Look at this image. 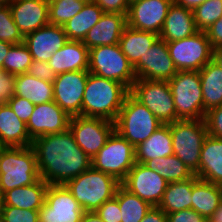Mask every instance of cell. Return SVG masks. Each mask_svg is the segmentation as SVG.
<instances>
[{
  "instance_id": "6da1fadb",
  "label": "cell",
  "mask_w": 222,
  "mask_h": 222,
  "mask_svg": "<svg viewBox=\"0 0 222 222\" xmlns=\"http://www.w3.org/2000/svg\"><path fill=\"white\" fill-rule=\"evenodd\" d=\"M31 146L40 178L49 185H65L92 167V159L78 146L70 129L37 137Z\"/></svg>"
},
{
  "instance_id": "7a4b0ae2",
  "label": "cell",
  "mask_w": 222,
  "mask_h": 222,
  "mask_svg": "<svg viewBox=\"0 0 222 222\" xmlns=\"http://www.w3.org/2000/svg\"><path fill=\"white\" fill-rule=\"evenodd\" d=\"M129 92L122 83L89 73L82 100V116L115 122Z\"/></svg>"
},
{
  "instance_id": "3957f363",
  "label": "cell",
  "mask_w": 222,
  "mask_h": 222,
  "mask_svg": "<svg viewBox=\"0 0 222 222\" xmlns=\"http://www.w3.org/2000/svg\"><path fill=\"white\" fill-rule=\"evenodd\" d=\"M40 179L32 146L0 147V191L29 186Z\"/></svg>"
},
{
  "instance_id": "277c9868",
  "label": "cell",
  "mask_w": 222,
  "mask_h": 222,
  "mask_svg": "<svg viewBox=\"0 0 222 222\" xmlns=\"http://www.w3.org/2000/svg\"><path fill=\"white\" fill-rule=\"evenodd\" d=\"M120 185L115 177L93 167L65 184L85 212H95L115 196Z\"/></svg>"
},
{
  "instance_id": "5b68a950",
  "label": "cell",
  "mask_w": 222,
  "mask_h": 222,
  "mask_svg": "<svg viewBox=\"0 0 222 222\" xmlns=\"http://www.w3.org/2000/svg\"><path fill=\"white\" fill-rule=\"evenodd\" d=\"M161 125L155 115L129 92L115 121V131L137 147Z\"/></svg>"
},
{
  "instance_id": "8992f818",
  "label": "cell",
  "mask_w": 222,
  "mask_h": 222,
  "mask_svg": "<svg viewBox=\"0 0 222 222\" xmlns=\"http://www.w3.org/2000/svg\"><path fill=\"white\" fill-rule=\"evenodd\" d=\"M169 125L174 155L196 175L199 171L201 148L208 135L204 119H179Z\"/></svg>"
},
{
  "instance_id": "52a82bcc",
  "label": "cell",
  "mask_w": 222,
  "mask_h": 222,
  "mask_svg": "<svg viewBox=\"0 0 222 222\" xmlns=\"http://www.w3.org/2000/svg\"><path fill=\"white\" fill-rule=\"evenodd\" d=\"M177 119L199 120L204 119L203 92L199 71H178L168 81Z\"/></svg>"
},
{
  "instance_id": "ba28073f",
  "label": "cell",
  "mask_w": 222,
  "mask_h": 222,
  "mask_svg": "<svg viewBox=\"0 0 222 222\" xmlns=\"http://www.w3.org/2000/svg\"><path fill=\"white\" fill-rule=\"evenodd\" d=\"M89 73L124 84L129 90L136 81L133 65L119 44L89 49Z\"/></svg>"
},
{
  "instance_id": "9c48e42d",
  "label": "cell",
  "mask_w": 222,
  "mask_h": 222,
  "mask_svg": "<svg viewBox=\"0 0 222 222\" xmlns=\"http://www.w3.org/2000/svg\"><path fill=\"white\" fill-rule=\"evenodd\" d=\"M135 147L115 130L92 159V167L122 182L135 164Z\"/></svg>"
},
{
  "instance_id": "30bf717a",
  "label": "cell",
  "mask_w": 222,
  "mask_h": 222,
  "mask_svg": "<svg viewBox=\"0 0 222 222\" xmlns=\"http://www.w3.org/2000/svg\"><path fill=\"white\" fill-rule=\"evenodd\" d=\"M130 93L146 106L161 124L178 120L168 81L136 79Z\"/></svg>"
},
{
  "instance_id": "8fae6325",
  "label": "cell",
  "mask_w": 222,
  "mask_h": 222,
  "mask_svg": "<svg viewBox=\"0 0 222 222\" xmlns=\"http://www.w3.org/2000/svg\"><path fill=\"white\" fill-rule=\"evenodd\" d=\"M170 57L178 71H200L213 58V48L205 31L167 42Z\"/></svg>"
},
{
  "instance_id": "7c38bea8",
  "label": "cell",
  "mask_w": 222,
  "mask_h": 222,
  "mask_svg": "<svg viewBox=\"0 0 222 222\" xmlns=\"http://www.w3.org/2000/svg\"><path fill=\"white\" fill-rule=\"evenodd\" d=\"M69 129L78 146L93 159L115 130V122L79 115L71 117Z\"/></svg>"
},
{
  "instance_id": "4fadbf2b",
  "label": "cell",
  "mask_w": 222,
  "mask_h": 222,
  "mask_svg": "<svg viewBox=\"0 0 222 222\" xmlns=\"http://www.w3.org/2000/svg\"><path fill=\"white\" fill-rule=\"evenodd\" d=\"M85 211L65 185H48L39 222H81Z\"/></svg>"
},
{
  "instance_id": "5bb4252c",
  "label": "cell",
  "mask_w": 222,
  "mask_h": 222,
  "mask_svg": "<svg viewBox=\"0 0 222 222\" xmlns=\"http://www.w3.org/2000/svg\"><path fill=\"white\" fill-rule=\"evenodd\" d=\"M88 70L60 73L53 82V101L70 117L82 116V100Z\"/></svg>"
},
{
  "instance_id": "9a60e30c",
  "label": "cell",
  "mask_w": 222,
  "mask_h": 222,
  "mask_svg": "<svg viewBox=\"0 0 222 222\" xmlns=\"http://www.w3.org/2000/svg\"><path fill=\"white\" fill-rule=\"evenodd\" d=\"M121 185L152 206H158L168 183L157 171L136 162Z\"/></svg>"
},
{
  "instance_id": "2e32d148",
  "label": "cell",
  "mask_w": 222,
  "mask_h": 222,
  "mask_svg": "<svg viewBox=\"0 0 222 222\" xmlns=\"http://www.w3.org/2000/svg\"><path fill=\"white\" fill-rule=\"evenodd\" d=\"M173 0H135L129 5L127 26L160 35Z\"/></svg>"
},
{
  "instance_id": "e0dca14e",
  "label": "cell",
  "mask_w": 222,
  "mask_h": 222,
  "mask_svg": "<svg viewBox=\"0 0 222 222\" xmlns=\"http://www.w3.org/2000/svg\"><path fill=\"white\" fill-rule=\"evenodd\" d=\"M133 68L137 79L146 80L169 81L178 72L170 57L167 42L160 38Z\"/></svg>"
},
{
  "instance_id": "ac0fdd59",
  "label": "cell",
  "mask_w": 222,
  "mask_h": 222,
  "mask_svg": "<svg viewBox=\"0 0 222 222\" xmlns=\"http://www.w3.org/2000/svg\"><path fill=\"white\" fill-rule=\"evenodd\" d=\"M71 117L54 101L35 105L27 122L31 140L47 134L62 133L69 129Z\"/></svg>"
},
{
  "instance_id": "d6986e66",
  "label": "cell",
  "mask_w": 222,
  "mask_h": 222,
  "mask_svg": "<svg viewBox=\"0 0 222 222\" xmlns=\"http://www.w3.org/2000/svg\"><path fill=\"white\" fill-rule=\"evenodd\" d=\"M68 41L62 26L47 24L24 36L32 59L48 62L50 58Z\"/></svg>"
},
{
  "instance_id": "ffe728a7",
  "label": "cell",
  "mask_w": 222,
  "mask_h": 222,
  "mask_svg": "<svg viewBox=\"0 0 222 222\" xmlns=\"http://www.w3.org/2000/svg\"><path fill=\"white\" fill-rule=\"evenodd\" d=\"M9 8L23 36L49 24V0H13Z\"/></svg>"
},
{
  "instance_id": "44dd1931",
  "label": "cell",
  "mask_w": 222,
  "mask_h": 222,
  "mask_svg": "<svg viewBox=\"0 0 222 222\" xmlns=\"http://www.w3.org/2000/svg\"><path fill=\"white\" fill-rule=\"evenodd\" d=\"M126 26L125 14L104 13L100 20L87 32L82 43L88 49L118 44Z\"/></svg>"
},
{
  "instance_id": "7402d4cb",
  "label": "cell",
  "mask_w": 222,
  "mask_h": 222,
  "mask_svg": "<svg viewBox=\"0 0 222 222\" xmlns=\"http://www.w3.org/2000/svg\"><path fill=\"white\" fill-rule=\"evenodd\" d=\"M56 75L88 70L89 49L82 41L68 40L48 61Z\"/></svg>"
},
{
  "instance_id": "603a6c76",
  "label": "cell",
  "mask_w": 222,
  "mask_h": 222,
  "mask_svg": "<svg viewBox=\"0 0 222 222\" xmlns=\"http://www.w3.org/2000/svg\"><path fill=\"white\" fill-rule=\"evenodd\" d=\"M196 32L198 30L195 26L193 11L173 2L162 26L160 39L171 42L190 37Z\"/></svg>"
},
{
  "instance_id": "cb8c5ba5",
  "label": "cell",
  "mask_w": 222,
  "mask_h": 222,
  "mask_svg": "<svg viewBox=\"0 0 222 222\" xmlns=\"http://www.w3.org/2000/svg\"><path fill=\"white\" fill-rule=\"evenodd\" d=\"M32 140L27 124L5 103H0V147H27Z\"/></svg>"
},
{
  "instance_id": "d4e9b609",
  "label": "cell",
  "mask_w": 222,
  "mask_h": 222,
  "mask_svg": "<svg viewBox=\"0 0 222 222\" xmlns=\"http://www.w3.org/2000/svg\"><path fill=\"white\" fill-rule=\"evenodd\" d=\"M196 176L222 186V139L207 135L201 148L199 171Z\"/></svg>"
},
{
  "instance_id": "484cf974",
  "label": "cell",
  "mask_w": 222,
  "mask_h": 222,
  "mask_svg": "<svg viewBox=\"0 0 222 222\" xmlns=\"http://www.w3.org/2000/svg\"><path fill=\"white\" fill-rule=\"evenodd\" d=\"M174 154L169 124H162L147 140L135 147V162L144 164L148 160Z\"/></svg>"
},
{
  "instance_id": "4316f807",
  "label": "cell",
  "mask_w": 222,
  "mask_h": 222,
  "mask_svg": "<svg viewBox=\"0 0 222 222\" xmlns=\"http://www.w3.org/2000/svg\"><path fill=\"white\" fill-rule=\"evenodd\" d=\"M48 183L39 179L29 186H21L4 193L5 206L27 210H40L45 202Z\"/></svg>"
},
{
  "instance_id": "83f0119b",
  "label": "cell",
  "mask_w": 222,
  "mask_h": 222,
  "mask_svg": "<svg viewBox=\"0 0 222 222\" xmlns=\"http://www.w3.org/2000/svg\"><path fill=\"white\" fill-rule=\"evenodd\" d=\"M159 38V35L155 33L126 26L118 44L121 51L134 66Z\"/></svg>"
},
{
  "instance_id": "f1b7e54d",
  "label": "cell",
  "mask_w": 222,
  "mask_h": 222,
  "mask_svg": "<svg viewBox=\"0 0 222 222\" xmlns=\"http://www.w3.org/2000/svg\"><path fill=\"white\" fill-rule=\"evenodd\" d=\"M203 92V110L222 105V68L212 59L200 71Z\"/></svg>"
},
{
  "instance_id": "f546056e",
  "label": "cell",
  "mask_w": 222,
  "mask_h": 222,
  "mask_svg": "<svg viewBox=\"0 0 222 222\" xmlns=\"http://www.w3.org/2000/svg\"><path fill=\"white\" fill-rule=\"evenodd\" d=\"M14 95L26 98L35 105L54 99L53 83L35 78L28 73L15 77Z\"/></svg>"
},
{
  "instance_id": "4dcf8cb0",
  "label": "cell",
  "mask_w": 222,
  "mask_h": 222,
  "mask_svg": "<svg viewBox=\"0 0 222 222\" xmlns=\"http://www.w3.org/2000/svg\"><path fill=\"white\" fill-rule=\"evenodd\" d=\"M198 179L194 175L185 181L168 183L157 207L162 209L166 214L184 209H192V186Z\"/></svg>"
},
{
  "instance_id": "1f68e13d",
  "label": "cell",
  "mask_w": 222,
  "mask_h": 222,
  "mask_svg": "<svg viewBox=\"0 0 222 222\" xmlns=\"http://www.w3.org/2000/svg\"><path fill=\"white\" fill-rule=\"evenodd\" d=\"M222 201V186L198 179L192 186V209L209 219Z\"/></svg>"
},
{
  "instance_id": "d6a6232c",
  "label": "cell",
  "mask_w": 222,
  "mask_h": 222,
  "mask_svg": "<svg viewBox=\"0 0 222 222\" xmlns=\"http://www.w3.org/2000/svg\"><path fill=\"white\" fill-rule=\"evenodd\" d=\"M103 10L92 0L62 27L68 40L83 41L87 32L100 20Z\"/></svg>"
},
{
  "instance_id": "836d02e7",
  "label": "cell",
  "mask_w": 222,
  "mask_h": 222,
  "mask_svg": "<svg viewBox=\"0 0 222 222\" xmlns=\"http://www.w3.org/2000/svg\"><path fill=\"white\" fill-rule=\"evenodd\" d=\"M144 165L153 171H157L167 183L185 181L194 176L189 168L174 154L148 160Z\"/></svg>"
},
{
  "instance_id": "e575fe53",
  "label": "cell",
  "mask_w": 222,
  "mask_h": 222,
  "mask_svg": "<svg viewBox=\"0 0 222 222\" xmlns=\"http://www.w3.org/2000/svg\"><path fill=\"white\" fill-rule=\"evenodd\" d=\"M115 197L120 205L121 222H141L153 207L147 201L130 193L122 185L117 188Z\"/></svg>"
},
{
  "instance_id": "d590c367",
  "label": "cell",
  "mask_w": 222,
  "mask_h": 222,
  "mask_svg": "<svg viewBox=\"0 0 222 222\" xmlns=\"http://www.w3.org/2000/svg\"><path fill=\"white\" fill-rule=\"evenodd\" d=\"M85 3L81 0H49V24L63 26L82 10Z\"/></svg>"
},
{
  "instance_id": "8d00e7d4",
  "label": "cell",
  "mask_w": 222,
  "mask_h": 222,
  "mask_svg": "<svg viewBox=\"0 0 222 222\" xmlns=\"http://www.w3.org/2000/svg\"><path fill=\"white\" fill-rule=\"evenodd\" d=\"M32 56L24 43L14 44L4 59L2 69L10 74L18 75L28 72Z\"/></svg>"
},
{
  "instance_id": "74e56055",
  "label": "cell",
  "mask_w": 222,
  "mask_h": 222,
  "mask_svg": "<svg viewBox=\"0 0 222 222\" xmlns=\"http://www.w3.org/2000/svg\"><path fill=\"white\" fill-rule=\"evenodd\" d=\"M193 17L198 31L207 30L222 17V0H206L193 10Z\"/></svg>"
},
{
  "instance_id": "f35d334b",
  "label": "cell",
  "mask_w": 222,
  "mask_h": 222,
  "mask_svg": "<svg viewBox=\"0 0 222 222\" xmlns=\"http://www.w3.org/2000/svg\"><path fill=\"white\" fill-rule=\"evenodd\" d=\"M0 40L13 45L24 42V36L13 20L9 5L0 7Z\"/></svg>"
},
{
  "instance_id": "ab89813d",
  "label": "cell",
  "mask_w": 222,
  "mask_h": 222,
  "mask_svg": "<svg viewBox=\"0 0 222 222\" xmlns=\"http://www.w3.org/2000/svg\"><path fill=\"white\" fill-rule=\"evenodd\" d=\"M0 222H39L38 211L4 206Z\"/></svg>"
},
{
  "instance_id": "60d3db41",
  "label": "cell",
  "mask_w": 222,
  "mask_h": 222,
  "mask_svg": "<svg viewBox=\"0 0 222 222\" xmlns=\"http://www.w3.org/2000/svg\"><path fill=\"white\" fill-rule=\"evenodd\" d=\"M204 121L208 135L222 139V105L208 110L205 113Z\"/></svg>"
},
{
  "instance_id": "b9f144b4",
  "label": "cell",
  "mask_w": 222,
  "mask_h": 222,
  "mask_svg": "<svg viewBox=\"0 0 222 222\" xmlns=\"http://www.w3.org/2000/svg\"><path fill=\"white\" fill-rule=\"evenodd\" d=\"M6 103L14 111L17 117L27 124L31 117V114L34 111L35 104L30 102L26 98L15 95Z\"/></svg>"
},
{
  "instance_id": "7bdbcfd3",
  "label": "cell",
  "mask_w": 222,
  "mask_h": 222,
  "mask_svg": "<svg viewBox=\"0 0 222 222\" xmlns=\"http://www.w3.org/2000/svg\"><path fill=\"white\" fill-rule=\"evenodd\" d=\"M95 213L104 222H121L122 220L120 205L115 196L103 203Z\"/></svg>"
},
{
  "instance_id": "ee69618b",
  "label": "cell",
  "mask_w": 222,
  "mask_h": 222,
  "mask_svg": "<svg viewBox=\"0 0 222 222\" xmlns=\"http://www.w3.org/2000/svg\"><path fill=\"white\" fill-rule=\"evenodd\" d=\"M27 73L35 78L51 83L54 82L57 76L48 62H42L35 59L32 60Z\"/></svg>"
},
{
  "instance_id": "f6af8a7d",
  "label": "cell",
  "mask_w": 222,
  "mask_h": 222,
  "mask_svg": "<svg viewBox=\"0 0 222 222\" xmlns=\"http://www.w3.org/2000/svg\"><path fill=\"white\" fill-rule=\"evenodd\" d=\"M16 75L3 71L0 74V102L5 103L14 96Z\"/></svg>"
},
{
  "instance_id": "bcb514c9",
  "label": "cell",
  "mask_w": 222,
  "mask_h": 222,
  "mask_svg": "<svg viewBox=\"0 0 222 222\" xmlns=\"http://www.w3.org/2000/svg\"><path fill=\"white\" fill-rule=\"evenodd\" d=\"M104 13H120L127 16L129 0H93Z\"/></svg>"
},
{
  "instance_id": "7dc6e473",
  "label": "cell",
  "mask_w": 222,
  "mask_h": 222,
  "mask_svg": "<svg viewBox=\"0 0 222 222\" xmlns=\"http://www.w3.org/2000/svg\"><path fill=\"white\" fill-rule=\"evenodd\" d=\"M167 215V222H203L204 217L194 209H184Z\"/></svg>"
},
{
  "instance_id": "c3c4849f",
  "label": "cell",
  "mask_w": 222,
  "mask_h": 222,
  "mask_svg": "<svg viewBox=\"0 0 222 222\" xmlns=\"http://www.w3.org/2000/svg\"><path fill=\"white\" fill-rule=\"evenodd\" d=\"M211 47L214 49L222 45V17L205 30Z\"/></svg>"
},
{
  "instance_id": "681fc988",
  "label": "cell",
  "mask_w": 222,
  "mask_h": 222,
  "mask_svg": "<svg viewBox=\"0 0 222 222\" xmlns=\"http://www.w3.org/2000/svg\"><path fill=\"white\" fill-rule=\"evenodd\" d=\"M141 222H167V215L159 207L153 206Z\"/></svg>"
},
{
  "instance_id": "f907efd6",
  "label": "cell",
  "mask_w": 222,
  "mask_h": 222,
  "mask_svg": "<svg viewBox=\"0 0 222 222\" xmlns=\"http://www.w3.org/2000/svg\"><path fill=\"white\" fill-rule=\"evenodd\" d=\"M206 0H173V2L179 6H182L184 8L194 10L199 5L204 3Z\"/></svg>"
},
{
  "instance_id": "816d5d0a",
  "label": "cell",
  "mask_w": 222,
  "mask_h": 222,
  "mask_svg": "<svg viewBox=\"0 0 222 222\" xmlns=\"http://www.w3.org/2000/svg\"><path fill=\"white\" fill-rule=\"evenodd\" d=\"M13 46L8 42H3L0 40V66H3L4 59L6 58L9 49Z\"/></svg>"
},
{
  "instance_id": "f5cc1de1",
  "label": "cell",
  "mask_w": 222,
  "mask_h": 222,
  "mask_svg": "<svg viewBox=\"0 0 222 222\" xmlns=\"http://www.w3.org/2000/svg\"><path fill=\"white\" fill-rule=\"evenodd\" d=\"M81 222H104L95 212H85Z\"/></svg>"
},
{
  "instance_id": "db71d44e",
  "label": "cell",
  "mask_w": 222,
  "mask_h": 222,
  "mask_svg": "<svg viewBox=\"0 0 222 222\" xmlns=\"http://www.w3.org/2000/svg\"><path fill=\"white\" fill-rule=\"evenodd\" d=\"M212 59L222 68V45L213 49Z\"/></svg>"
},
{
  "instance_id": "11a10c76",
  "label": "cell",
  "mask_w": 222,
  "mask_h": 222,
  "mask_svg": "<svg viewBox=\"0 0 222 222\" xmlns=\"http://www.w3.org/2000/svg\"><path fill=\"white\" fill-rule=\"evenodd\" d=\"M209 220L211 222H222V201L220 202L218 208L211 215Z\"/></svg>"
},
{
  "instance_id": "9f6ffc18",
  "label": "cell",
  "mask_w": 222,
  "mask_h": 222,
  "mask_svg": "<svg viewBox=\"0 0 222 222\" xmlns=\"http://www.w3.org/2000/svg\"><path fill=\"white\" fill-rule=\"evenodd\" d=\"M4 206H5L4 194L0 191V221H1L3 210H4Z\"/></svg>"
},
{
  "instance_id": "6f0895ef",
  "label": "cell",
  "mask_w": 222,
  "mask_h": 222,
  "mask_svg": "<svg viewBox=\"0 0 222 222\" xmlns=\"http://www.w3.org/2000/svg\"><path fill=\"white\" fill-rule=\"evenodd\" d=\"M13 0H0V7L8 6Z\"/></svg>"
},
{
  "instance_id": "680465c9",
  "label": "cell",
  "mask_w": 222,
  "mask_h": 222,
  "mask_svg": "<svg viewBox=\"0 0 222 222\" xmlns=\"http://www.w3.org/2000/svg\"><path fill=\"white\" fill-rule=\"evenodd\" d=\"M203 222H211L209 219H204Z\"/></svg>"
},
{
  "instance_id": "91938a15",
  "label": "cell",
  "mask_w": 222,
  "mask_h": 222,
  "mask_svg": "<svg viewBox=\"0 0 222 222\" xmlns=\"http://www.w3.org/2000/svg\"><path fill=\"white\" fill-rule=\"evenodd\" d=\"M3 72V69H2V67L0 66V74Z\"/></svg>"
},
{
  "instance_id": "94428289",
  "label": "cell",
  "mask_w": 222,
  "mask_h": 222,
  "mask_svg": "<svg viewBox=\"0 0 222 222\" xmlns=\"http://www.w3.org/2000/svg\"><path fill=\"white\" fill-rule=\"evenodd\" d=\"M81 1H84V2H89V1H92V0H81Z\"/></svg>"
}]
</instances>
